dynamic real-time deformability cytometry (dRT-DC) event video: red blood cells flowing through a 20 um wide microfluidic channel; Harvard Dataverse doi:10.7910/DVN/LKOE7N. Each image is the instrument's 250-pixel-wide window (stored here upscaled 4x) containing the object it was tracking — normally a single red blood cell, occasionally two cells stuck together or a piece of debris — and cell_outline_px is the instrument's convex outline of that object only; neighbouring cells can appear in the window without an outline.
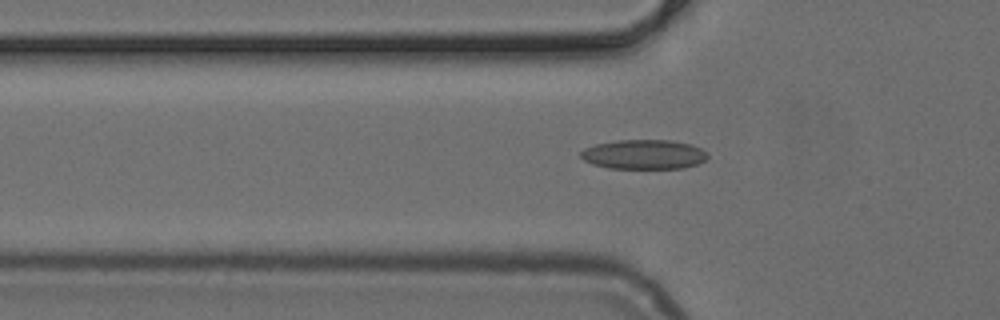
{"species": "common noctule bat (a hibernating species)", "species_latin": "Nyctalus noctula", "temperature_condition": "cold", "stored_images_in_passage": 40, "camera_frame_rate_fps": 3000, "um_per_image_px": 0.085, "animal": {"sex": "female", "body_mass_g": 24.6, "forearm_length_mm": 56.2}, "frame": {"image": 1, "passage_image": 8, "time_ms": 2.333, "image_size_px": [1000, 320], "cell_outline_px": [[708, 156], [704, 160], [696, 164], [684, 168], [608, 168], [592, 164], [584, 160], [580, 156], [580, 152], [584, 148], [596, 144], [616, 140], [672, 140], [692, 144], [708, 152]], "centroid_in_image_um": [54.72, 13.12], "position_along_channel_um": 71.1, "area_um2": 21.91}}
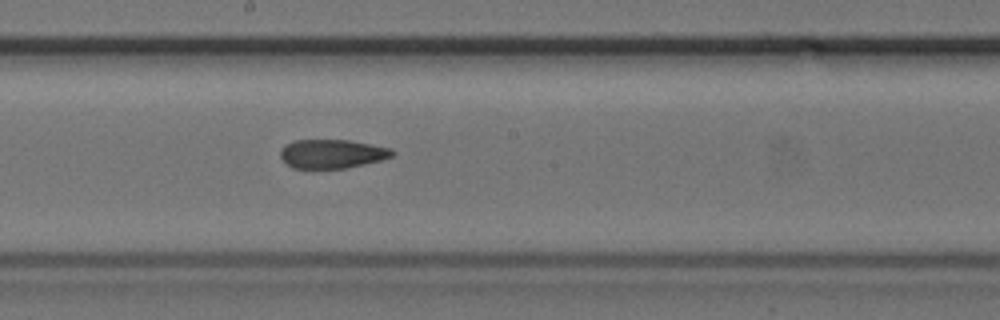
{"frame": {"image": 2, "passage_image": 19, "time_ms": 6.0, "image_size_px": [1000, 320], "cell_outline_px": [[396, 152], [392, 156], [380, 160], [364, 164], [344, 168], [292, 168], [280, 156], [280, 148], [284, 144], [292, 140], [348, 140], [392, 148]], "centroid_in_image_um": [28.2, 13.06], "position_along_channel_um": 220.0, "area_um2": 18.84}}
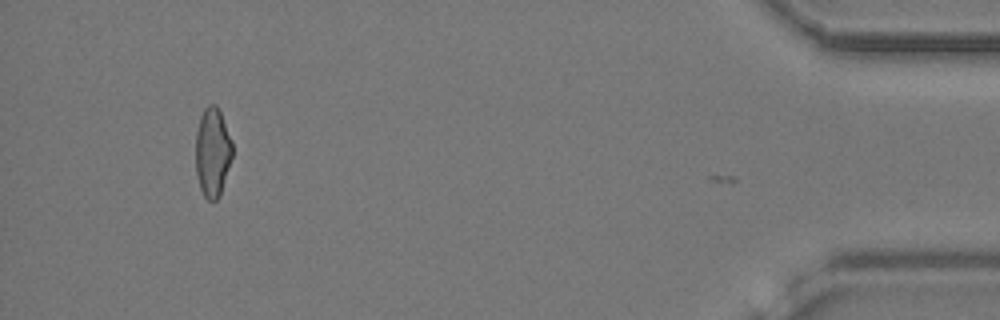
{"frame": {"image": 3, "passage_image": 39, "time_ms": 12.667, "image_size_px": [1000, 320], "cell_outline_px": [[232, 156], [220, 196], [216, 200], [208, 200], [204, 196], [200, 188], [196, 176], [196, 132], [200, 116], [204, 108], [208, 104], [216, 104], [220, 112], [232, 140]], "centroid_in_image_um": [18.06, 12.93], "position_along_channel_um": 417.1, "area_um2": 19.13}}